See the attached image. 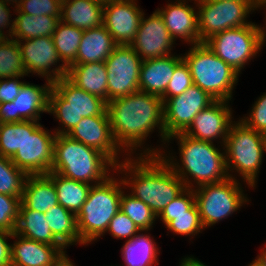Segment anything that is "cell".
Wrapping results in <instances>:
<instances>
[{
	"label": "cell",
	"mask_w": 266,
	"mask_h": 266,
	"mask_svg": "<svg viewBox=\"0 0 266 266\" xmlns=\"http://www.w3.org/2000/svg\"><path fill=\"white\" fill-rule=\"evenodd\" d=\"M163 110L161 97L142 91L113 99L107 103L113 137L125 152V156H133L132 154H135L139 148L141 153H136V156H160L162 154L161 149L164 150V147L166 149L165 144L168 139L165 135ZM156 127L159 129L158 133L162 139L160 141L163 143L161 148H143L147 137L154 132Z\"/></svg>",
	"instance_id": "6da1fadb"
},
{
	"label": "cell",
	"mask_w": 266,
	"mask_h": 266,
	"mask_svg": "<svg viewBox=\"0 0 266 266\" xmlns=\"http://www.w3.org/2000/svg\"><path fill=\"white\" fill-rule=\"evenodd\" d=\"M115 170L121 174L126 190L157 216L186 188L161 156H125Z\"/></svg>",
	"instance_id": "7a4b0ae2"
},
{
	"label": "cell",
	"mask_w": 266,
	"mask_h": 266,
	"mask_svg": "<svg viewBox=\"0 0 266 266\" xmlns=\"http://www.w3.org/2000/svg\"><path fill=\"white\" fill-rule=\"evenodd\" d=\"M174 139L179 144V161L170 151H167V155L165 150H162L160 156L183 181L186 188L194 189L204 184L221 182L229 177L224 147L221 151L214 142L193 139L184 133L170 136L167 144Z\"/></svg>",
	"instance_id": "3957f363"
},
{
	"label": "cell",
	"mask_w": 266,
	"mask_h": 266,
	"mask_svg": "<svg viewBox=\"0 0 266 266\" xmlns=\"http://www.w3.org/2000/svg\"><path fill=\"white\" fill-rule=\"evenodd\" d=\"M114 169L116 165L95 148L73 140L67 135H56L50 172L79 182L97 185L114 175ZM111 170L113 174H110Z\"/></svg>",
	"instance_id": "277c9868"
},
{
	"label": "cell",
	"mask_w": 266,
	"mask_h": 266,
	"mask_svg": "<svg viewBox=\"0 0 266 266\" xmlns=\"http://www.w3.org/2000/svg\"><path fill=\"white\" fill-rule=\"evenodd\" d=\"M119 179L111 175L106 181L91 186L87 200L76 216L82 245L87 246L106 234L111 219L120 210L121 196L126 188L122 178Z\"/></svg>",
	"instance_id": "5b68a950"
},
{
	"label": "cell",
	"mask_w": 266,
	"mask_h": 266,
	"mask_svg": "<svg viewBox=\"0 0 266 266\" xmlns=\"http://www.w3.org/2000/svg\"><path fill=\"white\" fill-rule=\"evenodd\" d=\"M224 151L228 176L236 180L235 174H231L235 171L248 187L254 189L261 170L262 158L266 153V136L239 119L230 127Z\"/></svg>",
	"instance_id": "8992f818"
},
{
	"label": "cell",
	"mask_w": 266,
	"mask_h": 266,
	"mask_svg": "<svg viewBox=\"0 0 266 266\" xmlns=\"http://www.w3.org/2000/svg\"><path fill=\"white\" fill-rule=\"evenodd\" d=\"M48 113L53 114L62 126L53 129L60 135H67L83 117L108 115L105 100L78 88L66 77L52 83Z\"/></svg>",
	"instance_id": "52a82bcc"
},
{
	"label": "cell",
	"mask_w": 266,
	"mask_h": 266,
	"mask_svg": "<svg viewBox=\"0 0 266 266\" xmlns=\"http://www.w3.org/2000/svg\"><path fill=\"white\" fill-rule=\"evenodd\" d=\"M182 57L189 66L194 85L216 101H231L239 79L238 72L213 53L204 42L192 45Z\"/></svg>",
	"instance_id": "ba28073f"
},
{
	"label": "cell",
	"mask_w": 266,
	"mask_h": 266,
	"mask_svg": "<svg viewBox=\"0 0 266 266\" xmlns=\"http://www.w3.org/2000/svg\"><path fill=\"white\" fill-rule=\"evenodd\" d=\"M265 42L264 26L251 22L245 26L219 32L204 43L213 53L241 74L245 65L263 49Z\"/></svg>",
	"instance_id": "9c48e42d"
},
{
	"label": "cell",
	"mask_w": 266,
	"mask_h": 266,
	"mask_svg": "<svg viewBox=\"0 0 266 266\" xmlns=\"http://www.w3.org/2000/svg\"><path fill=\"white\" fill-rule=\"evenodd\" d=\"M193 190L204 229L214 226L222 219H227L243 204L249 202L242 184L231 177L221 182L204 184Z\"/></svg>",
	"instance_id": "30bf717a"
},
{
	"label": "cell",
	"mask_w": 266,
	"mask_h": 266,
	"mask_svg": "<svg viewBox=\"0 0 266 266\" xmlns=\"http://www.w3.org/2000/svg\"><path fill=\"white\" fill-rule=\"evenodd\" d=\"M56 135L40 121L24 120V142L10 159L27 175L48 174L53 163Z\"/></svg>",
	"instance_id": "8fae6325"
},
{
	"label": "cell",
	"mask_w": 266,
	"mask_h": 266,
	"mask_svg": "<svg viewBox=\"0 0 266 266\" xmlns=\"http://www.w3.org/2000/svg\"><path fill=\"white\" fill-rule=\"evenodd\" d=\"M198 11L200 43L226 29L250 24L249 17L255 9L246 1L240 0H194Z\"/></svg>",
	"instance_id": "7c38bea8"
},
{
	"label": "cell",
	"mask_w": 266,
	"mask_h": 266,
	"mask_svg": "<svg viewBox=\"0 0 266 266\" xmlns=\"http://www.w3.org/2000/svg\"><path fill=\"white\" fill-rule=\"evenodd\" d=\"M215 101L207 92L194 84L179 95L163 99L166 137L184 133L192 124L194 117Z\"/></svg>",
	"instance_id": "4fadbf2b"
},
{
	"label": "cell",
	"mask_w": 266,
	"mask_h": 266,
	"mask_svg": "<svg viewBox=\"0 0 266 266\" xmlns=\"http://www.w3.org/2000/svg\"><path fill=\"white\" fill-rule=\"evenodd\" d=\"M108 102L139 91L142 59L130 45H118L105 60Z\"/></svg>",
	"instance_id": "5bb4252c"
},
{
	"label": "cell",
	"mask_w": 266,
	"mask_h": 266,
	"mask_svg": "<svg viewBox=\"0 0 266 266\" xmlns=\"http://www.w3.org/2000/svg\"><path fill=\"white\" fill-rule=\"evenodd\" d=\"M18 45L27 76L30 73L36 74L51 84L66 77L68 67L60 59L52 37L20 40ZM58 63L59 65H57Z\"/></svg>",
	"instance_id": "9a60e30c"
},
{
	"label": "cell",
	"mask_w": 266,
	"mask_h": 266,
	"mask_svg": "<svg viewBox=\"0 0 266 266\" xmlns=\"http://www.w3.org/2000/svg\"><path fill=\"white\" fill-rule=\"evenodd\" d=\"M52 84L43 86L25 82L12 102L0 103V124L24 120L39 121L42 113H48V95Z\"/></svg>",
	"instance_id": "2e32d148"
},
{
	"label": "cell",
	"mask_w": 266,
	"mask_h": 266,
	"mask_svg": "<svg viewBox=\"0 0 266 266\" xmlns=\"http://www.w3.org/2000/svg\"><path fill=\"white\" fill-rule=\"evenodd\" d=\"M137 0H106L103 6V25L117 45H131L140 27L143 10Z\"/></svg>",
	"instance_id": "e0dca14e"
},
{
	"label": "cell",
	"mask_w": 266,
	"mask_h": 266,
	"mask_svg": "<svg viewBox=\"0 0 266 266\" xmlns=\"http://www.w3.org/2000/svg\"><path fill=\"white\" fill-rule=\"evenodd\" d=\"M175 44L160 13L155 10L149 17H142L136 38L130 45L142 60L172 55Z\"/></svg>",
	"instance_id": "ac0fdd59"
},
{
	"label": "cell",
	"mask_w": 266,
	"mask_h": 266,
	"mask_svg": "<svg viewBox=\"0 0 266 266\" xmlns=\"http://www.w3.org/2000/svg\"><path fill=\"white\" fill-rule=\"evenodd\" d=\"M67 136L105 154L115 165L122 162L125 152L113 137L108 115L83 117Z\"/></svg>",
	"instance_id": "d6986e66"
},
{
	"label": "cell",
	"mask_w": 266,
	"mask_h": 266,
	"mask_svg": "<svg viewBox=\"0 0 266 266\" xmlns=\"http://www.w3.org/2000/svg\"><path fill=\"white\" fill-rule=\"evenodd\" d=\"M229 103V101L213 102L194 117L184 134L202 141L214 142L219 139L221 146L224 147L225 139L234 122L233 110Z\"/></svg>",
	"instance_id": "ffe728a7"
},
{
	"label": "cell",
	"mask_w": 266,
	"mask_h": 266,
	"mask_svg": "<svg viewBox=\"0 0 266 266\" xmlns=\"http://www.w3.org/2000/svg\"><path fill=\"white\" fill-rule=\"evenodd\" d=\"M188 1L194 0H175L170 1L164 8H158L164 20V24L169 31L170 36L176 41L182 39L189 45L200 43L198 28V11L197 5H189Z\"/></svg>",
	"instance_id": "44dd1931"
},
{
	"label": "cell",
	"mask_w": 266,
	"mask_h": 266,
	"mask_svg": "<svg viewBox=\"0 0 266 266\" xmlns=\"http://www.w3.org/2000/svg\"><path fill=\"white\" fill-rule=\"evenodd\" d=\"M11 244V266H54L66 253L65 246H53L19 236Z\"/></svg>",
	"instance_id": "7402d4cb"
},
{
	"label": "cell",
	"mask_w": 266,
	"mask_h": 266,
	"mask_svg": "<svg viewBox=\"0 0 266 266\" xmlns=\"http://www.w3.org/2000/svg\"><path fill=\"white\" fill-rule=\"evenodd\" d=\"M183 61L181 55L142 60L139 75V91L162 97L175 68Z\"/></svg>",
	"instance_id": "603a6c76"
},
{
	"label": "cell",
	"mask_w": 266,
	"mask_h": 266,
	"mask_svg": "<svg viewBox=\"0 0 266 266\" xmlns=\"http://www.w3.org/2000/svg\"><path fill=\"white\" fill-rule=\"evenodd\" d=\"M103 0H65L61 3L60 21L81 30L103 24Z\"/></svg>",
	"instance_id": "cb8c5ba5"
},
{
	"label": "cell",
	"mask_w": 266,
	"mask_h": 266,
	"mask_svg": "<svg viewBox=\"0 0 266 266\" xmlns=\"http://www.w3.org/2000/svg\"><path fill=\"white\" fill-rule=\"evenodd\" d=\"M107 74L105 62H93L69 66L66 78L78 88L108 103Z\"/></svg>",
	"instance_id": "d4e9b609"
},
{
	"label": "cell",
	"mask_w": 266,
	"mask_h": 266,
	"mask_svg": "<svg viewBox=\"0 0 266 266\" xmlns=\"http://www.w3.org/2000/svg\"><path fill=\"white\" fill-rule=\"evenodd\" d=\"M117 46L112 35L103 24L99 27L84 30L75 64L105 62Z\"/></svg>",
	"instance_id": "484cf974"
},
{
	"label": "cell",
	"mask_w": 266,
	"mask_h": 266,
	"mask_svg": "<svg viewBox=\"0 0 266 266\" xmlns=\"http://www.w3.org/2000/svg\"><path fill=\"white\" fill-rule=\"evenodd\" d=\"M21 202L30 210L46 213L58 205L57 192L52 179L47 174L28 175Z\"/></svg>",
	"instance_id": "4316f807"
},
{
	"label": "cell",
	"mask_w": 266,
	"mask_h": 266,
	"mask_svg": "<svg viewBox=\"0 0 266 266\" xmlns=\"http://www.w3.org/2000/svg\"><path fill=\"white\" fill-rule=\"evenodd\" d=\"M15 233L37 242L53 246H64L50 230L45 213L30 210L22 202L19 208V218Z\"/></svg>",
	"instance_id": "83f0119b"
},
{
	"label": "cell",
	"mask_w": 266,
	"mask_h": 266,
	"mask_svg": "<svg viewBox=\"0 0 266 266\" xmlns=\"http://www.w3.org/2000/svg\"><path fill=\"white\" fill-rule=\"evenodd\" d=\"M138 233L131 240H126L122 246L121 254L125 266H154L158 264V254L160 253L155 240L145 234L144 231ZM154 264V265H153Z\"/></svg>",
	"instance_id": "f1b7e54d"
},
{
	"label": "cell",
	"mask_w": 266,
	"mask_h": 266,
	"mask_svg": "<svg viewBox=\"0 0 266 266\" xmlns=\"http://www.w3.org/2000/svg\"><path fill=\"white\" fill-rule=\"evenodd\" d=\"M14 11L17 15L14 18L15 29L11 39L16 41L44 36L52 37L60 22V16L41 15L38 17L22 13L18 9H14Z\"/></svg>",
	"instance_id": "f546056e"
},
{
	"label": "cell",
	"mask_w": 266,
	"mask_h": 266,
	"mask_svg": "<svg viewBox=\"0 0 266 266\" xmlns=\"http://www.w3.org/2000/svg\"><path fill=\"white\" fill-rule=\"evenodd\" d=\"M47 175L54 183L58 203L77 216L87 200L92 185L63 177L55 172H49Z\"/></svg>",
	"instance_id": "4dcf8cb0"
},
{
	"label": "cell",
	"mask_w": 266,
	"mask_h": 266,
	"mask_svg": "<svg viewBox=\"0 0 266 266\" xmlns=\"http://www.w3.org/2000/svg\"><path fill=\"white\" fill-rule=\"evenodd\" d=\"M53 235L67 248L70 245H82L77 229V217L60 204L45 213Z\"/></svg>",
	"instance_id": "1f68e13d"
},
{
	"label": "cell",
	"mask_w": 266,
	"mask_h": 266,
	"mask_svg": "<svg viewBox=\"0 0 266 266\" xmlns=\"http://www.w3.org/2000/svg\"><path fill=\"white\" fill-rule=\"evenodd\" d=\"M84 30L59 22L52 35L55 48L62 62L67 66L76 63V56Z\"/></svg>",
	"instance_id": "d6a6232c"
},
{
	"label": "cell",
	"mask_w": 266,
	"mask_h": 266,
	"mask_svg": "<svg viewBox=\"0 0 266 266\" xmlns=\"http://www.w3.org/2000/svg\"><path fill=\"white\" fill-rule=\"evenodd\" d=\"M123 191L120 200V210L126 214L137 226L140 231L147 233L152 229L157 215L152 209L139 199L133 197L130 193Z\"/></svg>",
	"instance_id": "836d02e7"
},
{
	"label": "cell",
	"mask_w": 266,
	"mask_h": 266,
	"mask_svg": "<svg viewBox=\"0 0 266 266\" xmlns=\"http://www.w3.org/2000/svg\"><path fill=\"white\" fill-rule=\"evenodd\" d=\"M27 76L18 41L4 39L0 43V79Z\"/></svg>",
	"instance_id": "e575fe53"
},
{
	"label": "cell",
	"mask_w": 266,
	"mask_h": 266,
	"mask_svg": "<svg viewBox=\"0 0 266 266\" xmlns=\"http://www.w3.org/2000/svg\"><path fill=\"white\" fill-rule=\"evenodd\" d=\"M27 174L8 157L0 155V193L22 198Z\"/></svg>",
	"instance_id": "d590c367"
},
{
	"label": "cell",
	"mask_w": 266,
	"mask_h": 266,
	"mask_svg": "<svg viewBox=\"0 0 266 266\" xmlns=\"http://www.w3.org/2000/svg\"><path fill=\"white\" fill-rule=\"evenodd\" d=\"M166 228L176 235H185L186 237L189 235V237L192 236L191 238L205 230L196 203L190 208V214L171 215V221Z\"/></svg>",
	"instance_id": "8d00e7d4"
},
{
	"label": "cell",
	"mask_w": 266,
	"mask_h": 266,
	"mask_svg": "<svg viewBox=\"0 0 266 266\" xmlns=\"http://www.w3.org/2000/svg\"><path fill=\"white\" fill-rule=\"evenodd\" d=\"M24 142V121L0 124V155L11 158Z\"/></svg>",
	"instance_id": "74e56055"
},
{
	"label": "cell",
	"mask_w": 266,
	"mask_h": 266,
	"mask_svg": "<svg viewBox=\"0 0 266 266\" xmlns=\"http://www.w3.org/2000/svg\"><path fill=\"white\" fill-rule=\"evenodd\" d=\"M21 199L11 195L0 193V229L15 232L18 218Z\"/></svg>",
	"instance_id": "f35d334b"
},
{
	"label": "cell",
	"mask_w": 266,
	"mask_h": 266,
	"mask_svg": "<svg viewBox=\"0 0 266 266\" xmlns=\"http://www.w3.org/2000/svg\"><path fill=\"white\" fill-rule=\"evenodd\" d=\"M194 204V190L185 188L161 211L157 218L161 219L162 223L166 226L171 221V215L190 214V208Z\"/></svg>",
	"instance_id": "ab89813d"
},
{
	"label": "cell",
	"mask_w": 266,
	"mask_h": 266,
	"mask_svg": "<svg viewBox=\"0 0 266 266\" xmlns=\"http://www.w3.org/2000/svg\"><path fill=\"white\" fill-rule=\"evenodd\" d=\"M193 85V79L190 74L189 66L183 60L174 70L173 76L168 83L165 94L162 99H169L185 92Z\"/></svg>",
	"instance_id": "60d3db41"
},
{
	"label": "cell",
	"mask_w": 266,
	"mask_h": 266,
	"mask_svg": "<svg viewBox=\"0 0 266 266\" xmlns=\"http://www.w3.org/2000/svg\"><path fill=\"white\" fill-rule=\"evenodd\" d=\"M113 238L131 240L141 232L135 223L121 210L111 219L106 230Z\"/></svg>",
	"instance_id": "b9f144b4"
},
{
	"label": "cell",
	"mask_w": 266,
	"mask_h": 266,
	"mask_svg": "<svg viewBox=\"0 0 266 266\" xmlns=\"http://www.w3.org/2000/svg\"><path fill=\"white\" fill-rule=\"evenodd\" d=\"M28 15L60 16L61 2L58 0H22L17 8Z\"/></svg>",
	"instance_id": "7bdbcfd3"
},
{
	"label": "cell",
	"mask_w": 266,
	"mask_h": 266,
	"mask_svg": "<svg viewBox=\"0 0 266 266\" xmlns=\"http://www.w3.org/2000/svg\"><path fill=\"white\" fill-rule=\"evenodd\" d=\"M249 115L240 118L248 127L266 136V92L252 104Z\"/></svg>",
	"instance_id": "ee69618b"
},
{
	"label": "cell",
	"mask_w": 266,
	"mask_h": 266,
	"mask_svg": "<svg viewBox=\"0 0 266 266\" xmlns=\"http://www.w3.org/2000/svg\"><path fill=\"white\" fill-rule=\"evenodd\" d=\"M21 77L0 79V103L12 102L19 94L24 81H19Z\"/></svg>",
	"instance_id": "f6af8a7d"
},
{
	"label": "cell",
	"mask_w": 266,
	"mask_h": 266,
	"mask_svg": "<svg viewBox=\"0 0 266 266\" xmlns=\"http://www.w3.org/2000/svg\"><path fill=\"white\" fill-rule=\"evenodd\" d=\"M11 15L9 5L0 0V35L5 39H10L15 29V19L11 20ZM8 27L9 29L4 32Z\"/></svg>",
	"instance_id": "bcb514c9"
},
{
	"label": "cell",
	"mask_w": 266,
	"mask_h": 266,
	"mask_svg": "<svg viewBox=\"0 0 266 266\" xmlns=\"http://www.w3.org/2000/svg\"><path fill=\"white\" fill-rule=\"evenodd\" d=\"M12 232L0 229V266H11V243Z\"/></svg>",
	"instance_id": "7dc6e473"
},
{
	"label": "cell",
	"mask_w": 266,
	"mask_h": 266,
	"mask_svg": "<svg viewBox=\"0 0 266 266\" xmlns=\"http://www.w3.org/2000/svg\"><path fill=\"white\" fill-rule=\"evenodd\" d=\"M179 263H181L179 266H207L202 261L194 258V256L184 257Z\"/></svg>",
	"instance_id": "c3c4849f"
},
{
	"label": "cell",
	"mask_w": 266,
	"mask_h": 266,
	"mask_svg": "<svg viewBox=\"0 0 266 266\" xmlns=\"http://www.w3.org/2000/svg\"><path fill=\"white\" fill-rule=\"evenodd\" d=\"M68 257L69 256L66 253L63 254V256L55 263L54 266H76Z\"/></svg>",
	"instance_id": "681fc988"
},
{
	"label": "cell",
	"mask_w": 266,
	"mask_h": 266,
	"mask_svg": "<svg viewBox=\"0 0 266 266\" xmlns=\"http://www.w3.org/2000/svg\"><path fill=\"white\" fill-rule=\"evenodd\" d=\"M255 261L260 266H266V247H264L263 249L261 248L260 254L257 255Z\"/></svg>",
	"instance_id": "f907efd6"
},
{
	"label": "cell",
	"mask_w": 266,
	"mask_h": 266,
	"mask_svg": "<svg viewBox=\"0 0 266 266\" xmlns=\"http://www.w3.org/2000/svg\"><path fill=\"white\" fill-rule=\"evenodd\" d=\"M2 1L4 3L8 4V5H11L12 4L15 7V9H17L20 6V3H21L22 0H2Z\"/></svg>",
	"instance_id": "816d5d0a"
},
{
	"label": "cell",
	"mask_w": 266,
	"mask_h": 266,
	"mask_svg": "<svg viewBox=\"0 0 266 266\" xmlns=\"http://www.w3.org/2000/svg\"><path fill=\"white\" fill-rule=\"evenodd\" d=\"M256 4H257V10L258 9H266V0H256Z\"/></svg>",
	"instance_id": "f5cc1de1"
},
{
	"label": "cell",
	"mask_w": 266,
	"mask_h": 266,
	"mask_svg": "<svg viewBox=\"0 0 266 266\" xmlns=\"http://www.w3.org/2000/svg\"><path fill=\"white\" fill-rule=\"evenodd\" d=\"M208 1H221V0H208ZM248 2L255 10H257L256 0H240Z\"/></svg>",
	"instance_id": "db71d44e"
},
{
	"label": "cell",
	"mask_w": 266,
	"mask_h": 266,
	"mask_svg": "<svg viewBox=\"0 0 266 266\" xmlns=\"http://www.w3.org/2000/svg\"><path fill=\"white\" fill-rule=\"evenodd\" d=\"M248 266H260L255 259L252 261V263L248 264Z\"/></svg>",
	"instance_id": "11a10c76"
},
{
	"label": "cell",
	"mask_w": 266,
	"mask_h": 266,
	"mask_svg": "<svg viewBox=\"0 0 266 266\" xmlns=\"http://www.w3.org/2000/svg\"><path fill=\"white\" fill-rule=\"evenodd\" d=\"M4 39H5V38H4L3 36L0 35V43H1L2 41H4Z\"/></svg>",
	"instance_id": "9f6ffc18"
},
{
	"label": "cell",
	"mask_w": 266,
	"mask_h": 266,
	"mask_svg": "<svg viewBox=\"0 0 266 266\" xmlns=\"http://www.w3.org/2000/svg\"><path fill=\"white\" fill-rule=\"evenodd\" d=\"M266 13V12H265ZM265 18H266V15H265ZM266 20V19H265ZM266 24V23H265ZM264 30H265V40H266V26H265V28H264Z\"/></svg>",
	"instance_id": "6f0895ef"
}]
</instances>
